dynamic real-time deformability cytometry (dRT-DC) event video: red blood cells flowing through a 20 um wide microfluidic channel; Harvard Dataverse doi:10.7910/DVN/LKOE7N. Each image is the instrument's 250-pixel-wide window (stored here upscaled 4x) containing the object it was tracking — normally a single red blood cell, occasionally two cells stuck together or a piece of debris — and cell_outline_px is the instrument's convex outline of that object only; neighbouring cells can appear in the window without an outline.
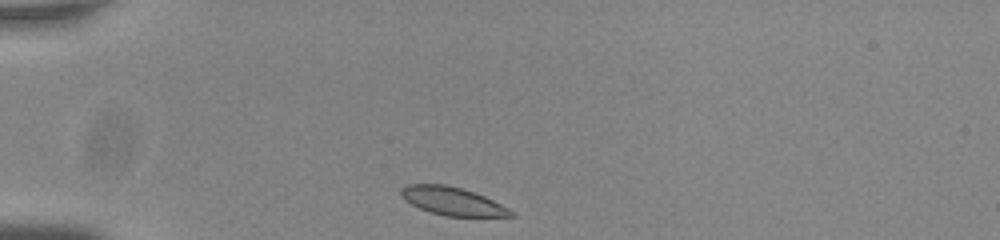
{"species": "common noctule bat (a hibernating species)", "species_latin": "Nyctalus noctula", "temperature_condition": "room temperature", "stored_images_in_passage": 34, "camera_frame_rate_fps": 3000, "um_per_image_px": 0.085, "animal": {"sex": "male", "body_mass_g": 20.0, "forearm_length_mm": 53.3}, "frame": {"image": 1, "passage_image": 1, "time_ms": 0.0, "image_size_px": [1000, 240], "cell_outline_px": [[516, 216], [444, 216], [420, 208], [404, 200], [400, 196], [400, 188], [408, 184], [444, 184], [460, 188], [484, 196], [508, 208]], "centroid_in_image_um": [38.4, 17.09], "position_along_channel_um": 46.6, "area_um2": 17.74}}
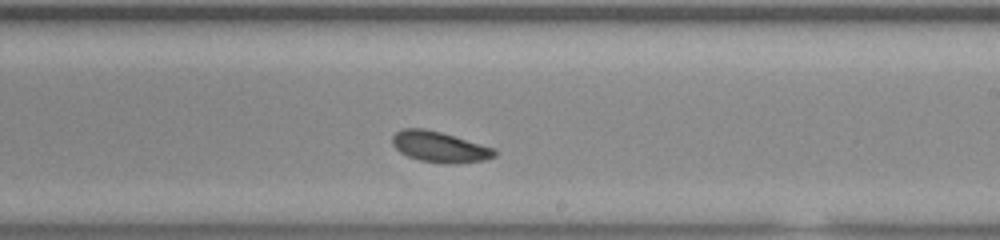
{"frame": {"image": 2, "passage_image": 20, "time_ms": 6.333, "image_size_px": [1000, 240], "cell_outline_px": [[496, 156], [484, 160], [456, 164], [448, 164], [420, 160], [408, 156], [400, 152], [392, 144], [392, 136], [400, 128], [424, 128], [440, 132], [496, 148]], "centroid_in_image_um": [37.37, 12.48], "position_along_channel_um": 251.6, "area_um2": 18.38}}
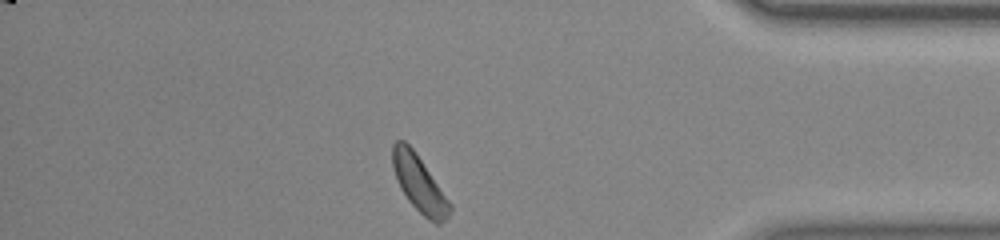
{"frame": {"image": 3, "passage_image": 34, "time_ms": 11.0, "image_size_px": [1000, 240], "cell_outline_px": [[452, 208], [448, 220], [440, 224], [436, 224], [428, 220], [408, 200], [400, 188], [392, 168], [392, 144], [396, 140], [404, 140], [416, 152], [452, 204]], "centroid_in_image_um": [35.65, 15.63], "position_along_channel_um": 399.6, "area_um2": 19.02}, "authors_computed_cell_mechanics": {"area_um2": 18.496, "velocity_mm_per_s": 3.7298, "shape_relaxation_time_tau1_ms": 1.9928, "shape_relaxation_time_tau2_ms": 11.0089, "deformation_change_tau1": 0.0698, "deformation_change_tau2": 0.1158}}